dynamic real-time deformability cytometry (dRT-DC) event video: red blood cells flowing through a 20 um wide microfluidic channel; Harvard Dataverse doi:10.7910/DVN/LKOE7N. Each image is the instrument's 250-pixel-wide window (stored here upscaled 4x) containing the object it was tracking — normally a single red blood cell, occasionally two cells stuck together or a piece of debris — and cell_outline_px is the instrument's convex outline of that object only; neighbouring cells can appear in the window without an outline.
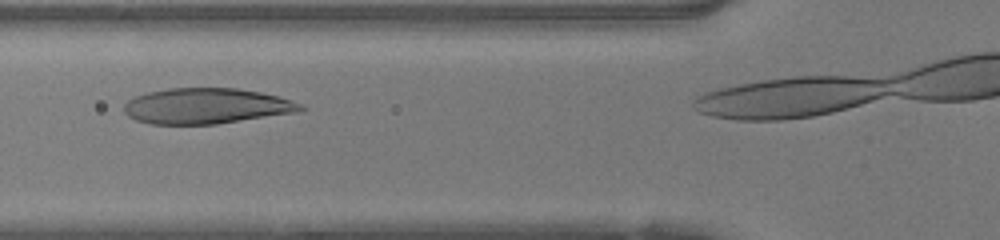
{"species": "human", "species_latin": "Homo sapiens", "temperature_condition": "warm", "stored_images_in_passage": 9, "camera_frame_rate_fps": 3000, "um_per_image_px": 0.085, "donor": {"sex": "female"}, "frame": {"image": 1, "passage_image": 6, "time_ms": 1.667, "image_size_px": [1000, 240], "cell_outline_px": [[308, 108], [296, 112], [216, 124], [148, 124], [136, 120], [128, 116], [124, 112], [124, 104], [128, 100], [136, 96], [148, 92], [168, 88], [236, 88], [260, 92], [280, 96], [304, 104]], "centroid_in_image_um": [17.56, 9.01], "position_along_channel_um": 108.2, "area_um2": 36.76}}